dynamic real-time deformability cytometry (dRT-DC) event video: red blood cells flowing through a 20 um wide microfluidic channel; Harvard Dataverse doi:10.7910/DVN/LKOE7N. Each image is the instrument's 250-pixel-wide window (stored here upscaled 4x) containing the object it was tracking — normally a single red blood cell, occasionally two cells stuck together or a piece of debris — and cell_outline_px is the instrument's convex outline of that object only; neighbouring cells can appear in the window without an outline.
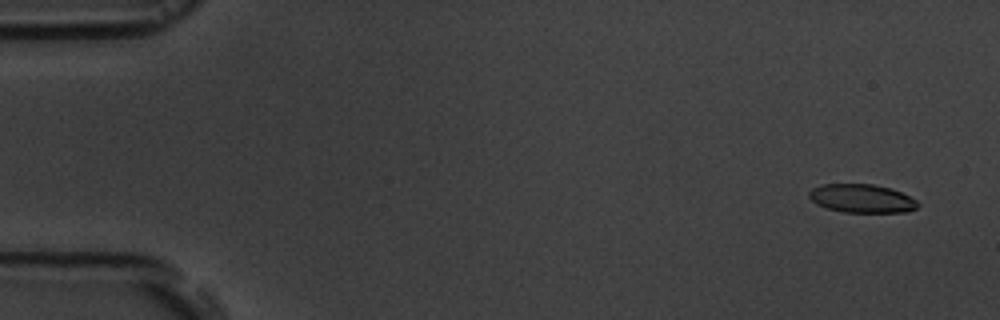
{"species": "common noctule bat (a hibernating species)", "species_latin": "Nyctalus noctula", "temperature_condition": "room temperature", "stored_images_in_passage": 5, "segment_of_instrument_passage": [2, 2], "camera_frame_rate_fps": 3000, "um_per_image_px": 0.085, "animal": {"sex": "male", "body_mass_g": 19.5, "forearm_length_mm": 54.6}, "frame": {"image": 1, "passage_image": 5, "time_ms": 4.667, "image_size_px": [1000, 320], "cell_outline_px": [[920, 204], [916, 208], [908, 212], [844, 212], [828, 208], [816, 204], [808, 196], [808, 192], [812, 188], [820, 184], [872, 184], [892, 188], [916, 200]], "centroid_in_image_um": [73.24, 16.86], "position_along_channel_um": 11.8, "area_um2": 18.09}}